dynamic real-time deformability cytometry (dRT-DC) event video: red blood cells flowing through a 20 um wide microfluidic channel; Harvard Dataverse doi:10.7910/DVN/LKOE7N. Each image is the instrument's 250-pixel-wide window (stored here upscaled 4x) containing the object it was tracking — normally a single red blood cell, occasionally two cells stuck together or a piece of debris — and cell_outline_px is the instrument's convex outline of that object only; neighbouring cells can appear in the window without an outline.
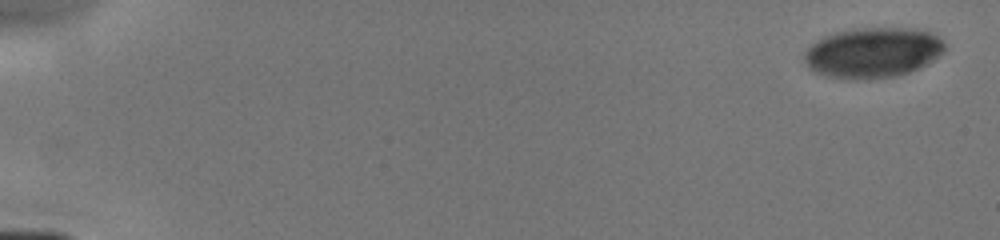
{"species": "human", "species_latin": "Homo sapiens", "temperature_condition": "cold", "stored_images_in_passage": 10, "camera_frame_rate_fps": 3000, "um_per_image_px": 0.085, "donor": {"sex": "male"}, "frame": {"image": 1, "passage_image": 1, "time_ms": 0.0, "image_size_px": [1000, 240], "cell_outline_px": [[944, 52], [928, 64], [920, 68], [896, 76], [856, 80], [828, 76], [816, 72], [808, 68], [804, 60], [804, 52], [808, 44], [824, 36], [836, 32], [864, 28], [916, 28], [928, 32], [944, 40]], "centroid_in_image_um": [74.17, 4.47], "position_along_channel_um": 10.8, "area_um2": 41.33}}
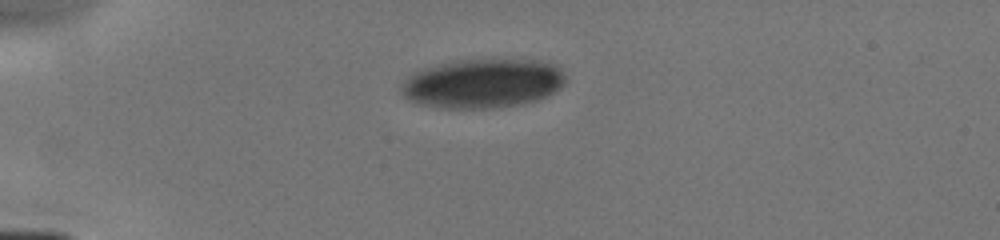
{"frame": {"image": 2, "passage_image": 7, "time_ms": 4.0, "image_size_px": [1000, 240], "cell_outline_px": [[564, 84], [560, 88], [536, 100], [520, 104], [492, 108], [440, 108], [420, 104], [404, 96], [400, 92], [400, 84], [412, 72], [424, 68], [456, 60], [492, 56], [552, 60], [560, 68], [564, 76]], "centroid_in_image_um": [41.06, 7.02], "position_along_channel_um": 43.9, "area_um2": 48.55}}
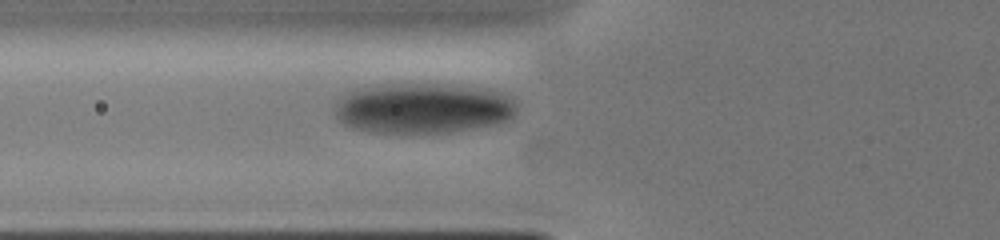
{"frame": {"image": 3, "passage_image": 10, "time_ms": 6.0, "image_size_px": [1000, 240], "cell_outline_px": [[516, 112], [508, 120], [496, 124], [448, 132], [368, 132], [344, 124], [336, 116], [336, 100], [340, 96], [348, 92], [364, 88], [392, 84], [452, 84], [492, 88], [504, 92], [512, 96], [516, 100]], "centroid_in_image_um": [36.04, 9.17], "position_along_channel_um": 89.8, "area_um2": 53.7}}